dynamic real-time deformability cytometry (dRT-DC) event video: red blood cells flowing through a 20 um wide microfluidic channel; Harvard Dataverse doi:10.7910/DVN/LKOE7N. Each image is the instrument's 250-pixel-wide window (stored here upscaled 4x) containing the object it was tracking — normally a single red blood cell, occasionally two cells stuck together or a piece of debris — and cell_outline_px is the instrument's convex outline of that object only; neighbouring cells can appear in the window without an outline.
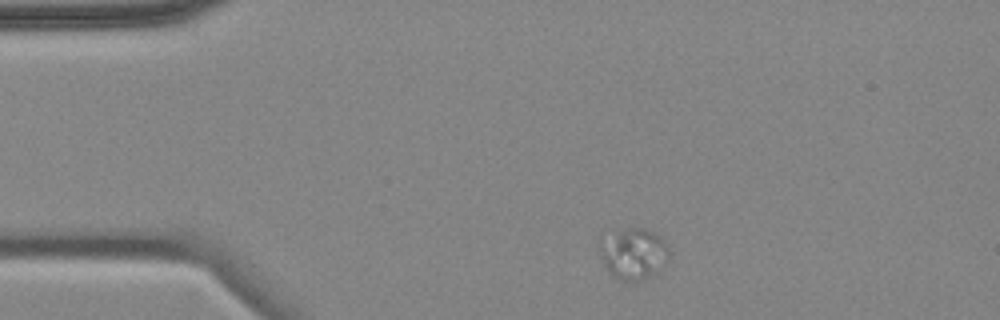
{"species": "common noctule bat (a hibernating species)", "species_latin": "Nyctalus noctula", "temperature_condition": "cold", "stored_images_in_passage": 4, "camera_frame_rate_fps": 3000, "um_per_image_px": 0.085, "animal": {"sex": "female", "body_mass_g": 18.4}, "frame": {"image": 1, "passage_image": 1, "time_ms": 0.0, "image_size_px": [1000, 320], "cell_outline_px": [[668, 256], [644, 280], [620, 280], [608, 272], [600, 256], [600, 244], [616, 232], [628, 228], [640, 228], [656, 232], [668, 244]], "centroid_in_image_um": [53.83, 21.55], "position_along_channel_um": 31.2, "area_um2": 19.77}}
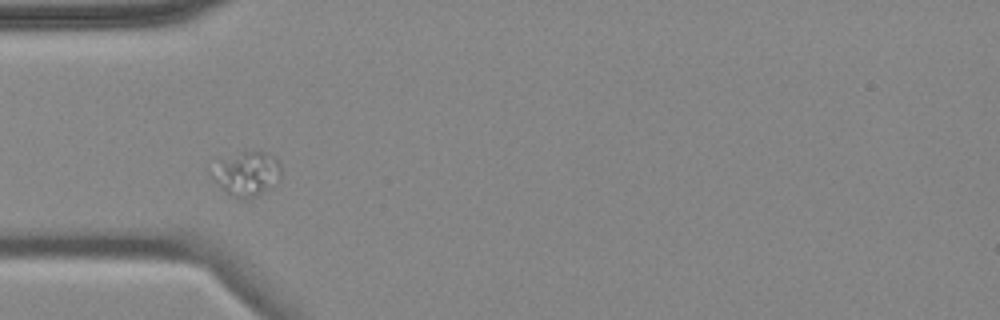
{"frame": {"image": 2, "passage_image": 3, "time_ms": 2.333, "image_size_px": [1000, 320], "cell_outline_px": [[280, 180], [256, 196], [244, 200], [232, 196], [220, 188], [208, 172], [208, 168], [220, 160], [244, 152], [264, 152], [276, 156], [280, 160]], "centroid_in_image_um": [20.94, 14.77], "position_along_channel_um": 64.1, "area_um2": 18.03}}